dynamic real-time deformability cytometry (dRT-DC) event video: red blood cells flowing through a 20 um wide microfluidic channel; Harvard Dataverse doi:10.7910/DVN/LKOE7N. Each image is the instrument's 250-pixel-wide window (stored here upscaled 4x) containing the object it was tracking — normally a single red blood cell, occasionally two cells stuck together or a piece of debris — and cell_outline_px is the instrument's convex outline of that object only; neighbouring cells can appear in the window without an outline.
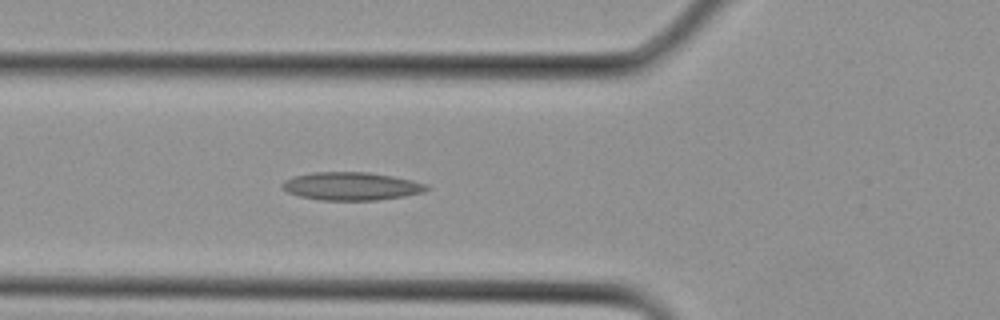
{"species": "Egyptian fruit bat (a non-hibernating species)", "species_latin": "Rousettus aegyptiacus", "temperature_condition": "cold", "stored_images_in_passage": 13, "camera_frame_rate_fps": 3000, "um_per_image_px": 0.085, "animal": {"sex": "female"}, "frame": {"image": 1, "passage_image": 11, "time_ms": 3.333, "image_size_px": [1000, 320], "cell_outline_px": [[432, 188], [424, 192], [404, 196], [376, 200], [320, 200], [300, 196], [288, 192], [280, 188], [280, 184], [284, 180], [296, 176], [312, 172], [368, 172], [392, 176], [412, 180], [428, 184]], "centroid_in_image_um": [29.88, 15.82], "position_along_channel_um": 95.9, "area_um2": 23.7}}
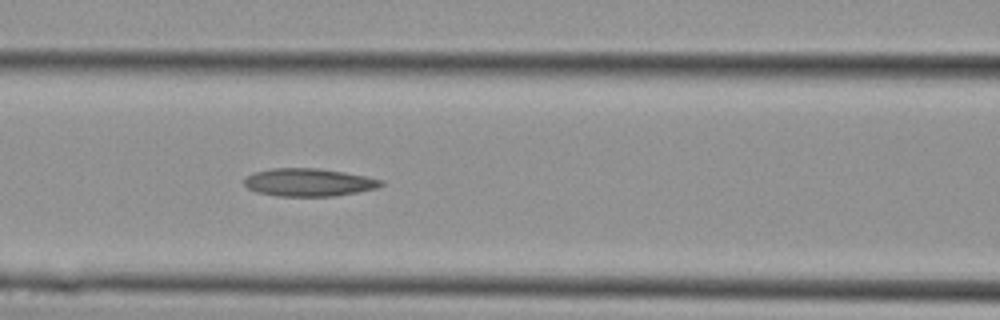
{"frame": {"image": 2, "passage_image": 13, "time_ms": 4.0, "image_size_px": [1000, 320], "cell_outline_px": [[384, 184], [376, 188], [356, 192], [332, 196], [276, 196], [256, 192], [248, 188], [244, 184], [244, 176], [252, 172], [272, 168], [320, 168], [344, 172], [384, 180]], "centroid_in_image_um": [26.19, 15.49], "position_along_channel_um": 140.4, "area_um2": 22.31}}